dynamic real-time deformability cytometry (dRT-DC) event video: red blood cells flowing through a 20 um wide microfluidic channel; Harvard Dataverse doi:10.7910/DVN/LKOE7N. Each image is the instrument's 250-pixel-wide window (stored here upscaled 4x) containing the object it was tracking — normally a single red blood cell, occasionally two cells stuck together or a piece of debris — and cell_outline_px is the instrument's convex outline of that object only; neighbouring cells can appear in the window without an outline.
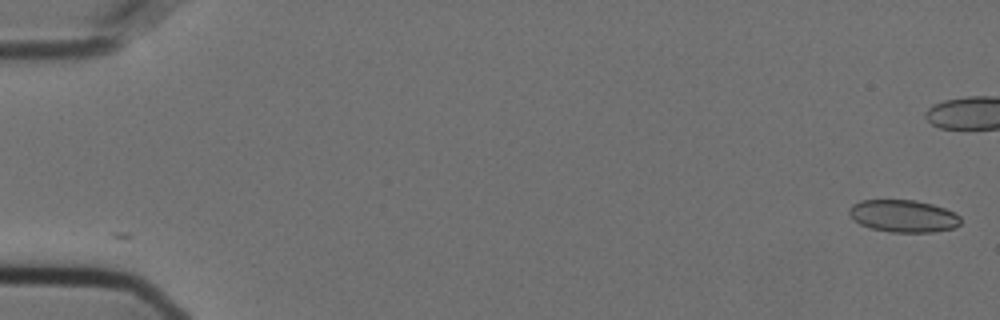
{"species": "Egyptian fruit bat (a non-hibernating species)", "species_latin": "Rousettus aegyptiacus", "temperature_condition": "cold", "stored_images_in_passage": 15, "camera_frame_rate_fps": 3000, "um_per_image_px": 0.085, "animal": {"sex": "female"}, "frame": {"image": 1, "passage_image": 1, "time_ms": 0.0, "image_size_px": [1000, 320], "cell_outline_px": [[960, 224], [952, 228], [932, 232], [892, 232], [872, 228], [860, 224], [848, 212], [848, 208], [852, 204], [860, 200], [916, 200], [932, 204], [944, 208], [960, 216]], "centroid_in_image_um": [76.77, 18.35], "position_along_channel_um": 8.2, "area_um2": 20.81}}